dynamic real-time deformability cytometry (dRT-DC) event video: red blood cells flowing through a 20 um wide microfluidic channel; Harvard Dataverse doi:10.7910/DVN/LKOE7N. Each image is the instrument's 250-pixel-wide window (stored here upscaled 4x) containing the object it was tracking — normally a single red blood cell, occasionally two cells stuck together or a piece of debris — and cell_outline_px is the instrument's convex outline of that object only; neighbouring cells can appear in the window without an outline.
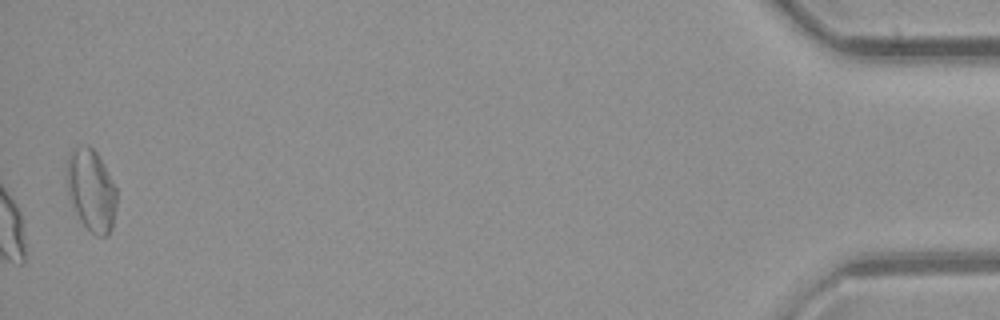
{"species": "common noctule bat (a hibernating species)", "species_latin": "Nyctalus noctula", "temperature_condition": "room temperature", "stored_images_in_passage": 41, "camera_frame_rate_fps": 3000, "um_per_image_px": 0.085, "animal": {"sex": "female", "body_mass_g": 21.9}, "frame": {"image": 1, "passage_image": 41, "time_ms": 13.333, "image_size_px": [1000, 320], "cell_outline_px": [[116, 204], [112, 228], [108, 236], [96, 236], [80, 220], [68, 192], [64, 164], [68, 152], [76, 148], [88, 144], [96, 152], [116, 188]], "centroid_in_image_um": [7.72, 16.14], "position_along_channel_um": 427.5, "area_um2": 23.76}}